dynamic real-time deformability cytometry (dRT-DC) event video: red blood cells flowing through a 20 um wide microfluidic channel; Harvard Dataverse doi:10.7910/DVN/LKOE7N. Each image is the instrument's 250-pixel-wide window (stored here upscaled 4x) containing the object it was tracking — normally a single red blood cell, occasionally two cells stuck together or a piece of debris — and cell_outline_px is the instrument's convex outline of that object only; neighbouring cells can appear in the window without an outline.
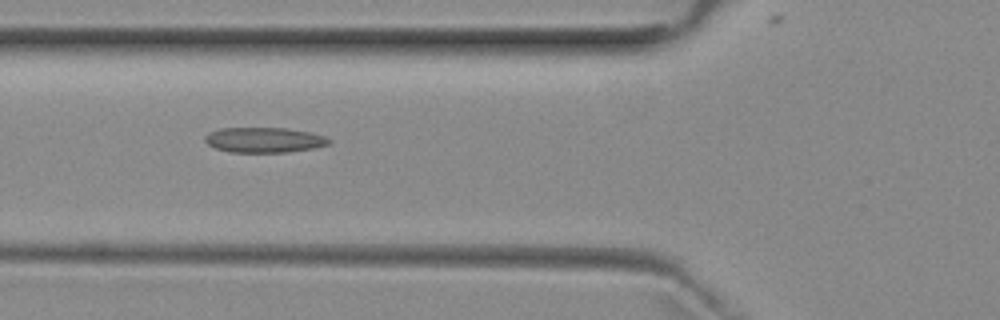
{"species": "common noctule bat (a hibernating species)", "species_latin": "Nyctalus noctula", "temperature_condition": "room temperature", "stored_images_in_passage": 3, "camera_frame_rate_fps": 3000, "um_per_image_px": 0.085, "animal": {"sex": "female", "body_mass_g": 29.2, "forearm_length_mm": 56.3}, "frame": {"image": 1, "passage_image": 2, "time_ms": 1.0, "image_size_px": [1000, 320], "cell_outline_px": [[332, 140], [328, 144], [312, 148], [288, 152], [232, 152], [216, 148], [208, 144], [204, 140], [204, 136], [208, 132], [220, 128], [288, 128], [308, 132], [324, 136]], "centroid_in_image_um": [22.42, 11.89], "position_along_channel_um": 103.4, "area_um2": 18.09}}
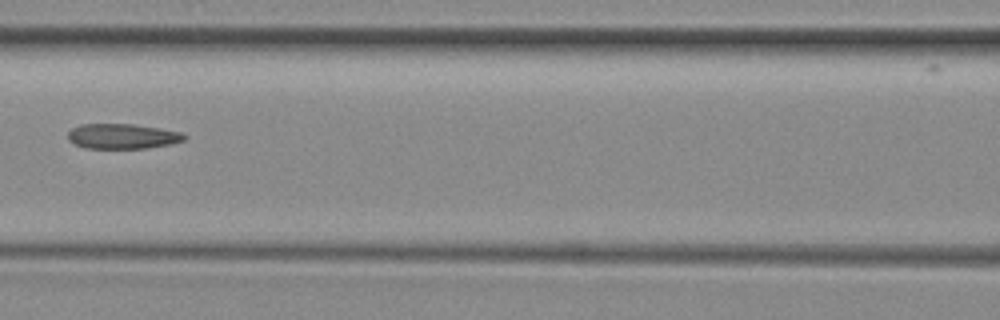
{"frame": {"image": 2, "passage_image": 3, "time_ms": 2.333, "image_size_px": [1000, 320], "cell_outline_px": [[184, 140], [172, 144], [148, 148], [84, 148], [68, 140], [68, 132], [72, 128], [80, 124], [132, 124], [160, 128], [180, 132], [184, 136]], "centroid_in_image_um": [10.38, 11.58], "position_along_channel_um": 156.2, "area_um2": 16.94}}